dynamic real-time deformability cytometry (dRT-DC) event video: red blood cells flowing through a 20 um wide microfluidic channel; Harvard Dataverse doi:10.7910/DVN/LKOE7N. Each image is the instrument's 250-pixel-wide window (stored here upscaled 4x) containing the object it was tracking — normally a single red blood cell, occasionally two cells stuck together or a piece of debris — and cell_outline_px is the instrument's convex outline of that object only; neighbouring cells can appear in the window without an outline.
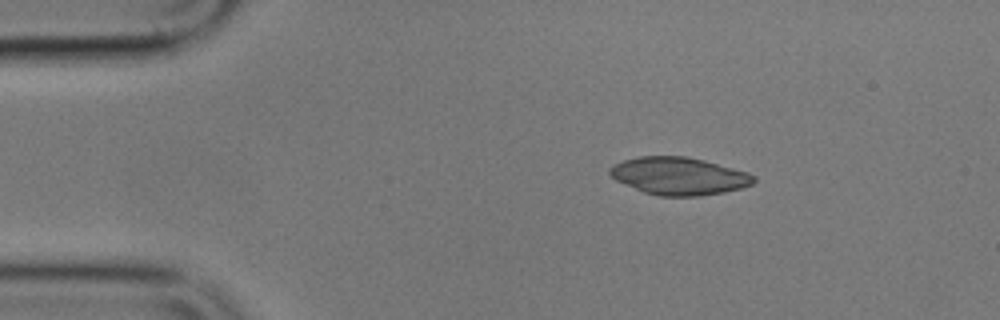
{"species": "common noctule bat (a hibernating species)", "species_latin": "Nyctalus noctula", "temperature_condition": "cold", "stored_images_in_passage": 47, "camera_frame_rate_fps": 3000, "um_per_image_px": 0.085, "animal": {"sex": "male", "body_mass_g": 17.9}, "frame": {"image": 1, "passage_image": 1, "time_ms": 0.0, "image_size_px": [1000, 320], "cell_outline_px": [[756, 180], [752, 184], [740, 188], [724, 192], [700, 196], [660, 196], [644, 192], [616, 180], [608, 172], [608, 168], [624, 160], [640, 156], [688, 156], [704, 160], [748, 172], [756, 176]], "centroid_in_image_um": [57.73, 14.96], "position_along_channel_um": 27.3, "area_um2": 31.44}}